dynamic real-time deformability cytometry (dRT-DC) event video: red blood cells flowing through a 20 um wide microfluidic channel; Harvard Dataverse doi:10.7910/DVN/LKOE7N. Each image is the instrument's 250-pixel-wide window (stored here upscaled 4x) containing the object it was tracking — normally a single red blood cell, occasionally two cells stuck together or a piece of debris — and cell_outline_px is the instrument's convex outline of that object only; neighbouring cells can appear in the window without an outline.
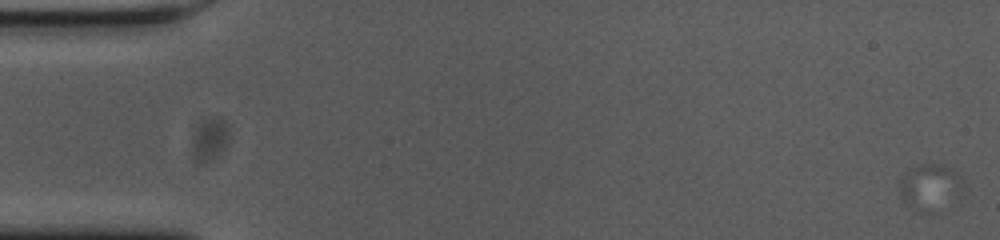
{"species": "common noctule bat (a hibernating species)", "species_latin": "Nyctalus noctula", "temperature_condition": "cold", "stored_images_in_passage": 2, "camera_frame_rate_fps": 3000, "um_per_image_px": 0.085, "animal": {"sex": "female", "body_mass_g": 23.0, "forearm_length_mm": 53.4}, "frame": {"image": 1, "passage_image": 1, "time_ms": 0.0, "image_size_px": [1000, 240], "cell_outline_px": [[948, 172], [932, 212], [924, 212], [912, 208], [904, 204], [900, 192], [900, 180], [908, 168], [912, 164], [936, 164], [948, 168]], "centroid_in_image_um": [78.42, 15.8], "position_along_channel_um": 6.6, "area_um2": 12.6}}